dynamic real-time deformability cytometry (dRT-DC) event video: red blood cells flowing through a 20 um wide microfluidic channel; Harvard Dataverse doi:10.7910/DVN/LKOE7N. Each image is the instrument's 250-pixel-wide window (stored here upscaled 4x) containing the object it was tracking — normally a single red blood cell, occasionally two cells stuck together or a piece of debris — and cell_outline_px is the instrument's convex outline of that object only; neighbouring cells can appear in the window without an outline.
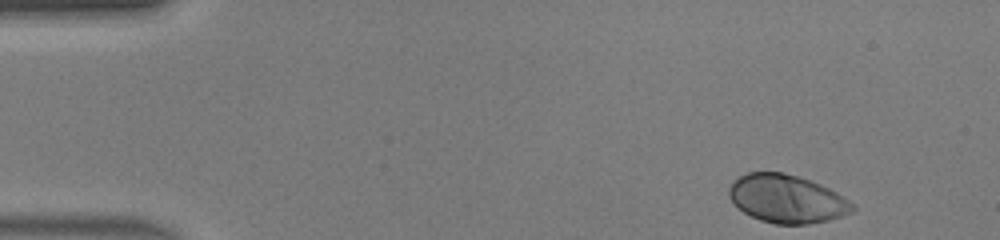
{"species": "human", "species_latin": "Homo sapiens", "temperature_condition": "warm", "stored_images_in_passage": 46, "camera_frame_rate_fps": 3000, "um_per_image_px": 0.085, "donor": {"sex": "male"}, "frame": {"image": 1, "passage_image": 1, "time_ms": 0.0, "image_size_px": [1000, 240], "cell_outline_px": [[856, 208], [852, 212], [828, 220], [808, 224], [776, 224], [760, 220], [744, 212], [728, 196], [728, 188], [740, 176], [748, 172], [784, 172], [820, 184], [836, 192], [856, 204]], "centroid_in_image_um": [66.9, 16.9], "position_along_channel_um": 18.1, "area_um2": 34.39}}
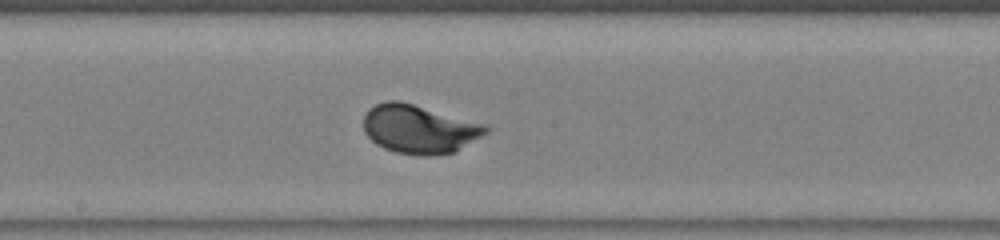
{"frame": {"image": 2, "passage_image": 23, "time_ms": 7.333, "image_size_px": [1000, 240], "cell_outline_px": [[488, 132], [456, 152], [428, 156], [424, 156], [396, 152], [384, 148], [376, 144], [364, 132], [364, 116], [368, 108], [384, 100], [400, 100], [488, 124]], "centroid_in_image_um": [35.65, 10.95], "position_along_channel_um": 212.6, "area_um2": 35.03}}
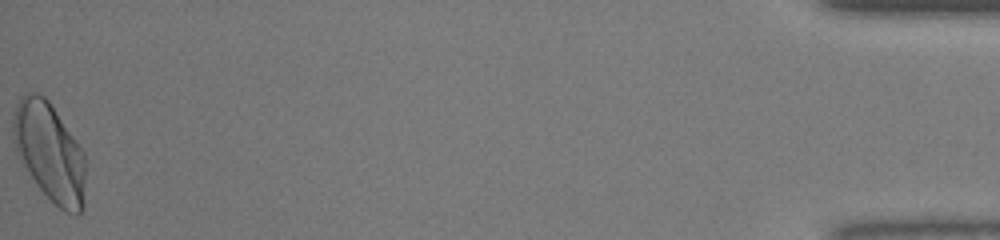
{"frame": {"image": 3, "passage_image": 46, "time_ms": 15.0, "image_size_px": [1000, 240], "cell_outline_px": [[84, 208], [76, 216], [64, 212], [36, 184], [16, 152], [12, 140], [12, 120], [16, 104], [20, 96], [24, 92], [36, 92], [44, 96], [48, 100], [76, 140], [84, 152]], "centroid_in_image_um": [4.19, 12.9], "position_along_channel_um": 431.0, "area_um2": 41.56}, "authors_computed_cell_mechanics": {"area_um2": 33.813, "velocity_mm_per_s": 4.1405, "shape_relaxation_time_tau1_ms": 2.0403, "shape_relaxation_time_tau2_ms": null, "deformation_change_tau1": 0.1679, "deformation_change_tau2": null}}